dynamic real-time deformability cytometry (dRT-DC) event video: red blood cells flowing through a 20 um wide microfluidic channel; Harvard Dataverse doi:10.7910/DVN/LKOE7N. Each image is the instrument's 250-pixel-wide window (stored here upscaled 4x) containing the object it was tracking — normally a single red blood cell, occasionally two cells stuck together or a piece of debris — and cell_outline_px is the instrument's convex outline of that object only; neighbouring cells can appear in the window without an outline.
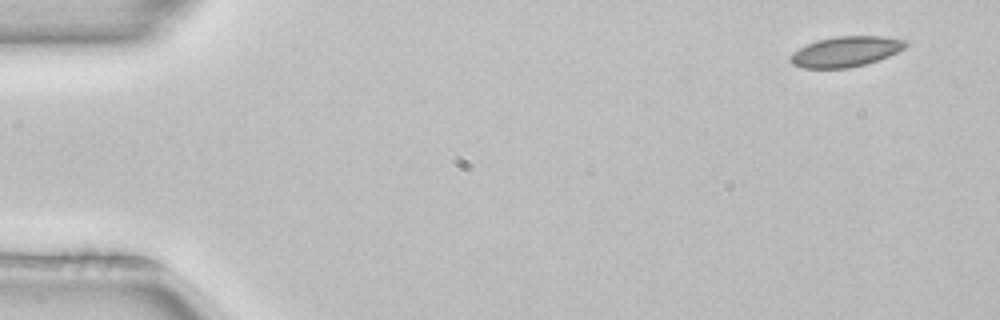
{"species": "common noctule bat (a hibernating species)", "species_latin": "Nyctalus noctula", "temperature_condition": "room temperature", "stored_images_in_passage": 50, "camera_frame_rate_fps": 3000, "um_per_image_px": 0.085, "animal": {"sex": "female", "body_mass_g": 22.7, "forearm_length_mm": 54.2}, "frame": {"image": 1, "passage_image": 1, "time_ms": 0.0, "image_size_px": [1000, 320], "cell_outline_px": [[912, 40], [904, 48], [888, 56], [864, 64], [848, 68], [804, 68], [792, 64], [788, 60], [788, 56], [792, 52], [808, 44], [820, 40], [836, 36], [880, 36]], "centroid_in_image_um": [71.89, 4.38], "position_along_channel_um": 13.1, "area_um2": 20.35}}
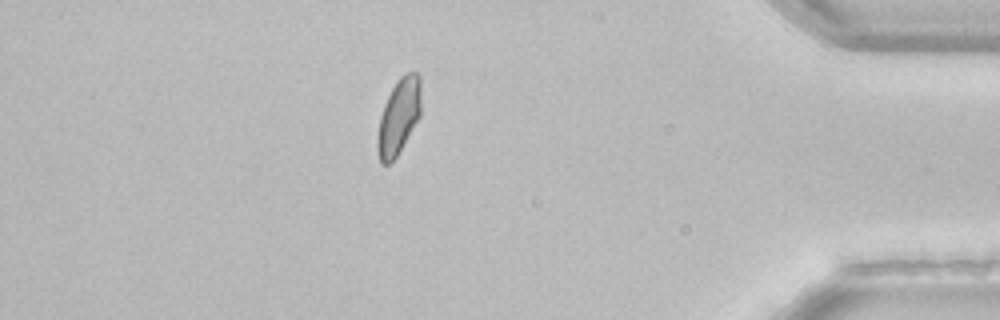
{"frame": {"image": 2, "passage_image": 43, "time_ms": 14.0, "image_size_px": [1000, 320], "cell_outline_px": [[420, 116], [396, 156], [388, 164], [380, 164], [376, 148], [376, 140], [380, 116], [384, 104], [396, 80], [404, 72], [416, 72], [420, 76]], "centroid_in_image_um": [33.87, 9.89], "position_along_channel_um": 401.3, "area_um2": 19.19}}
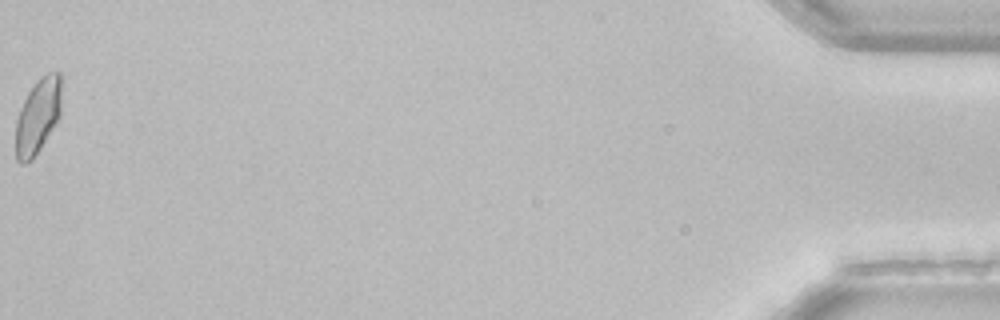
{"frame": {"image": 3, "passage_image": 50, "time_ms": 16.333, "image_size_px": [1000, 320], "cell_outline_px": [[60, 116], [40, 148], [32, 160], [24, 164], [20, 164], [16, 160], [16, 120], [20, 108], [28, 92], [36, 80], [40, 76], [48, 72], [60, 72]], "centroid_in_image_um": [3.2, 9.87], "position_along_channel_um": 432.0, "area_um2": 19.94}, "authors_computed_cell_mechanics": {"area_um2": 20.1722, "velocity_mm_per_s": 3.9454, "shape_relaxation_time_tau1_ms": 3.9415, "shape_relaxation_time_tau2_ms": 1.4497, "deformation_change_tau1": 0.088, "deformation_change_tau2": 0.0507}}